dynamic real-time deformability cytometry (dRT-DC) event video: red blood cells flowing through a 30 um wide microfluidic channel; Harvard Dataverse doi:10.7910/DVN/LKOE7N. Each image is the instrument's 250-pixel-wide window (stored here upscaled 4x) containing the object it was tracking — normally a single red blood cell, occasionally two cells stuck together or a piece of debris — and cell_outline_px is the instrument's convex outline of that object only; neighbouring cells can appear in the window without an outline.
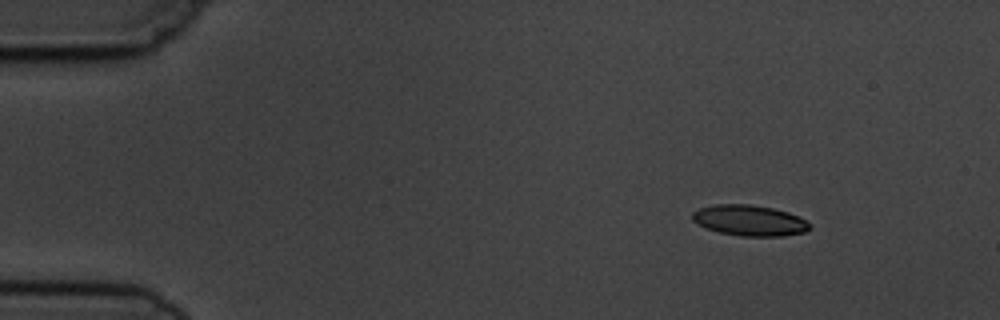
{"species": "common noctule bat (a hibernating species)", "species_latin": "Nyctalus noctula", "temperature_condition": "cold", "stored_images_in_passage": 10, "camera_frame_rate_fps": 3000, "um_per_image_px": 0.085, "animal": {"sex": "male", "body_mass_g": 19.5, "forearm_length_mm": 54.6}, "frame": {"image": 1, "passage_image": 1, "time_ms": 0.0, "image_size_px": [1000, 320], "cell_outline_px": [[812, 228], [804, 232], [780, 236], [740, 236], [720, 232], [708, 228], [692, 220], [692, 212], [700, 208], [716, 204], [752, 204], [772, 208], [788, 212], [812, 224]], "centroid_in_image_um": [63.72, 18.73], "position_along_channel_um": 21.3, "area_um2": 20.87}}
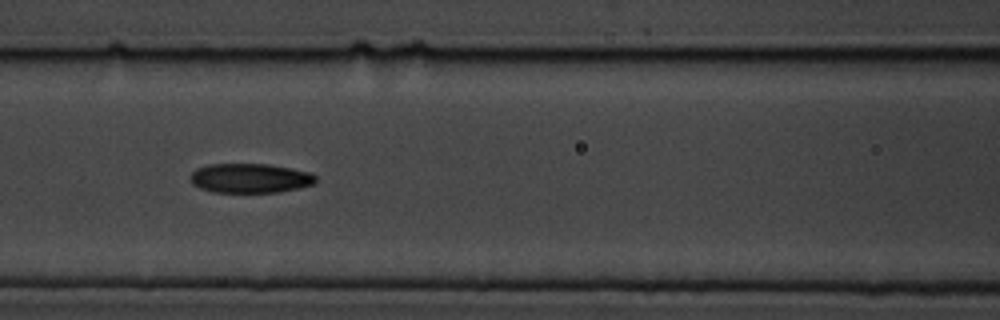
{"frame": {"image": 2, "passage_image": 6, "time_ms": 5.667, "image_size_px": [1000, 320], "cell_outline_px": [[316, 180], [312, 184], [300, 188], [280, 192], [212, 192], [200, 188], [192, 184], [188, 180], [188, 176], [196, 168], [208, 164], [268, 164], [312, 172], [316, 176]], "centroid_in_image_um": [21.22, 15.14], "position_along_channel_um": 145.4, "area_um2": 21.79}}
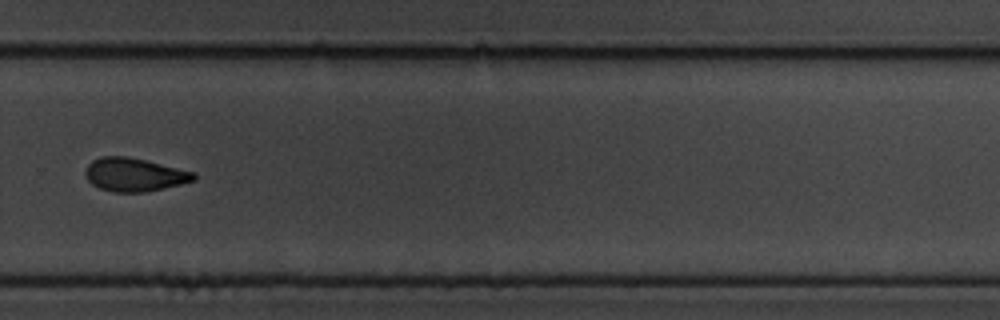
{"frame": {"image": 3, "passage_image": 10, "time_ms": 10.333, "image_size_px": [1000, 320], "cell_outline_px": [[196, 180], [180, 184], [144, 192], [112, 192], [100, 188], [92, 184], [88, 180], [84, 172], [88, 164], [92, 160], [100, 156], [128, 156], [196, 172]], "centroid_in_image_um": [11.41, 14.83], "position_along_channel_um": 318.4, "area_um2": 21.1}}